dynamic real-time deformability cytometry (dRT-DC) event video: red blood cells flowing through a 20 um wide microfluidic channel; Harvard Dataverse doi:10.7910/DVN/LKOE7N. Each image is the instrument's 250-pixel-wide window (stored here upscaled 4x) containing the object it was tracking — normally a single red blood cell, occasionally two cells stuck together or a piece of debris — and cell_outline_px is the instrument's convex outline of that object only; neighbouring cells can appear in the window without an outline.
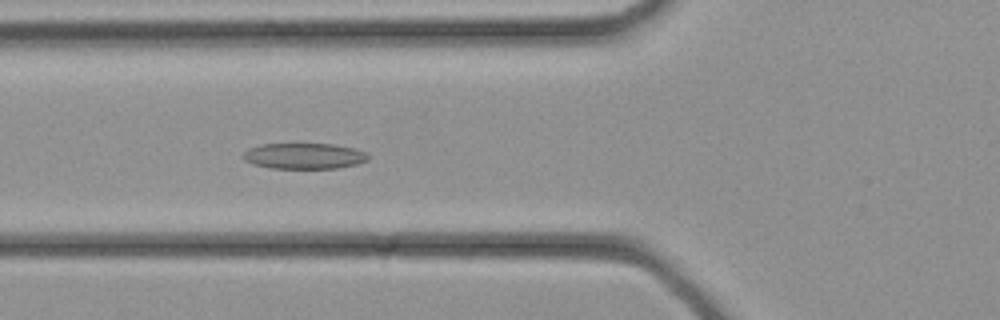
{"species": "common noctule bat (a hibernating species)", "species_latin": "Nyctalus noctula", "temperature_condition": "cold", "stored_images_in_passage": 7, "camera_frame_rate_fps": 3000, "um_per_image_px": 0.085, "animal": {"sex": "female", "body_mass_g": 21.9}, "frame": {"image": 1, "passage_image": 7, "time_ms": 2.0, "image_size_px": [1000, 320], "cell_outline_px": [[368, 160], [356, 164], [336, 168], [272, 168], [252, 164], [244, 160], [244, 152], [248, 148], [260, 144], [332, 144], [352, 148], [368, 152]], "centroid_in_image_um": [25.84, 13.25], "position_along_channel_um": 100.0, "area_um2": 18.73}}